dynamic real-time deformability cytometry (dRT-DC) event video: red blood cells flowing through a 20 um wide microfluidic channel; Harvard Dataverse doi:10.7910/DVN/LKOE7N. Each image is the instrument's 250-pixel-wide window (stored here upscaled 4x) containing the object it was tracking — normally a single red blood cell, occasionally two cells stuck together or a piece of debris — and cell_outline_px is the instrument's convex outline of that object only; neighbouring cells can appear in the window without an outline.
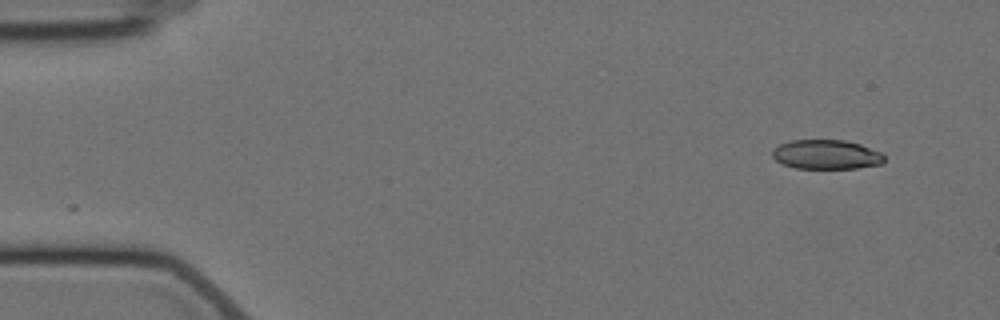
{"species": "Egyptian fruit bat (a non-hibernating species)", "species_latin": "Rousettus aegyptiacus", "temperature_condition": "cold", "stored_images_in_passage": 2, "camera_frame_rate_fps": 3000, "um_per_image_px": 0.085, "animal": {"sex": "female"}, "frame": {"image": 1, "passage_image": 2, "time_ms": 1.333, "image_size_px": [1000, 320], "cell_outline_px": [[884, 160], [880, 164], [856, 168], [796, 168], [784, 164], [776, 160], [772, 156], [772, 148], [788, 140], [844, 140], [860, 144], [880, 152], [884, 156]], "centroid_in_image_um": [70.2, 13.12], "position_along_channel_um": 14.8, "area_um2": 19.07}}